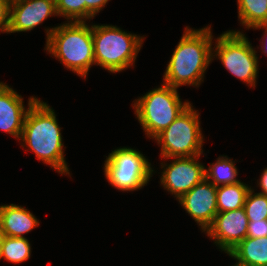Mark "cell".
<instances>
[{"mask_svg": "<svg viewBox=\"0 0 267 266\" xmlns=\"http://www.w3.org/2000/svg\"><path fill=\"white\" fill-rule=\"evenodd\" d=\"M21 140L39 160L59 173L69 174L63 153L60 129L54 110L37 98L30 97Z\"/></svg>", "mask_w": 267, "mask_h": 266, "instance_id": "6da1fadb", "label": "cell"}, {"mask_svg": "<svg viewBox=\"0 0 267 266\" xmlns=\"http://www.w3.org/2000/svg\"><path fill=\"white\" fill-rule=\"evenodd\" d=\"M210 27L199 30L186 28L169 61L164 74L165 84L178 88L188 84L197 86L212 61Z\"/></svg>", "mask_w": 267, "mask_h": 266, "instance_id": "7a4b0ae2", "label": "cell"}, {"mask_svg": "<svg viewBox=\"0 0 267 266\" xmlns=\"http://www.w3.org/2000/svg\"><path fill=\"white\" fill-rule=\"evenodd\" d=\"M46 49L66 68L86 77L95 63L92 27L84 22H71L47 30Z\"/></svg>", "mask_w": 267, "mask_h": 266, "instance_id": "3957f363", "label": "cell"}, {"mask_svg": "<svg viewBox=\"0 0 267 266\" xmlns=\"http://www.w3.org/2000/svg\"><path fill=\"white\" fill-rule=\"evenodd\" d=\"M92 39L95 64L117 73L133 65L143 38L115 26L93 25Z\"/></svg>", "mask_w": 267, "mask_h": 266, "instance_id": "277c9868", "label": "cell"}, {"mask_svg": "<svg viewBox=\"0 0 267 266\" xmlns=\"http://www.w3.org/2000/svg\"><path fill=\"white\" fill-rule=\"evenodd\" d=\"M190 105L182 104L177 88L167 84L151 90L134 104L137 118L142 128L152 138H155Z\"/></svg>", "mask_w": 267, "mask_h": 266, "instance_id": "5b68a950", "label": "cell"}, {"mask_svg": "<svg viewBox=\"0 0 267 266\" xmlns=\"http://www.w3.org/2000/svg\"><path fill=\"white\" fill-rule=\"evenodd\" d=\"M199 114L191 104L155 139L162 145L163 158H182L201 155L203 136L200 131Z\"/></svg>", "mask_w": 267, "mask_h": 266, "instance_id": "8992f818", "label": "cell"}, {"mask_svg": "<svg viewBox=\"0 0 267 266\" xmlns=\"http://www.w3.org/2000/svg\"><path fill=\"white\" fill-rule=\"evenodd\" d=\"M105 176L112 186L122 191L142 188L153 172L147 159L132 148H119L107 157Z\"/></svg>", "mask_w": 267, "mask_h": 266, "instance_id": "52a82bcc", "label": "cell"}, {"mask_svg": "<svg viewBox=\"0 0 267 266\" xmlns=\"http://www.w3.org/2000/svg\"><path fill=\"white\" fill-rule=\"evenodd\" d=\"M215 52L226 69L235 77L255 86L258 57L250 42L240 31H227L217 39Z\"/></svg>", "mask_w": 267, "mask_h": 266, "instance_id": "ba28073f", "label": "cell"}, {"mask_svg": "<svg viewBox=\"0 0 267 266\" xmlns=\"http://www.w3.org/2000/svg\"><path fill=\"white\" fill-rule=\"evenodd\" d=\"M248 223L245 209L242 207L217 213L205 231L228 254L247 237Z\"/></svg>", "mask_w": 267, "mask_h": 266, "instance_id": "9c48e42d", "label": "cell"}, {"mask_svg": "<svg viewBox=\"0 0 267 266\" xmlns=\"http://www.w3.org/2000/svg\"><path fill=\"white\" fill-rule=\"evenodd\" d=\"M180 204L205 231L213 222L217 210V186L204 178L190 191L182 195Z\"/></svg>", "mask_w": 267, "mask_h": 266, "instance_id": "30bf717a", "label": "cell"}, {"mask_svg": "<svg viewBox=\"0 0 267 266\" xmlns=\"http://www.w3.org/2000/svg\"><path fill=\"white\" fill-rule=\"evenodd\" d=\"M199 156L175 158L163 171L161 183L177 199L205 178V167L196 162Z\"/></svg>", "mask_w": 267, "mask_h": 266, "instance_id": "8fae6325", "label": "cell"}, {"mask_svg": "<svg viewBox=\"0 0 267 266\" xmlns=\"http://www.w3.org/2000/svg\"><path fill=\"white\" fill-rule=\"evenodd\" d=\"M53 14L56 0H12L7 33L29 31Z\"/></svg>", "mask_w": 267, "mask_h": 266, "instance_id": "7c38bea8", "label": "cell"}, {"mask_svg": "<svg viewBox=\"0 0 267 266\" xmlns=\"http://www.w3.org/2000/svg\"><path fill=\"white\" fill-rule=\"evenodd\" d=\"M22 100L23 98L12 88L0 83V129L16 138H21L28 112Z\"/></svg>", "mask_w": 267, "mask_h": 266, "instance_id": "4fadbf2b", "label": "cell"}, {"mask_svg": "<svg viewBox=\"0 0 267 266\" xmlns=\"http://www.w3.org/2000/svg\"><path fill=\"white\" fill-rule=\"evenodd\" d=\"M1 232L3 236L23 238L39 225V221L27 209L10 204L0 206Z\"/></svg>", "mask_w": 267, "mask_h": 266, "instance_id": "5bb4252c", "label": "cell"}, {"mask_svg": "<svg viewBox=\"0 0 267 266\" xmlns=\"http://www.w3.org/2000/svg\"><path fill=\"white\" fill-rule=\"evenodd\" d=\"M228 254L247 266H267V237H246Z\"/></svg>", "mask_w": 267, "mask_h": 266, "instance_id": "9a60e30c", "label": "cell"}, {"mask_svg": "<svg viewBox=\"0 0 267 266\" xmlns=\"http://www.w3.org/2000/svg\"><path fill=\"white\" fill-rule=\"evenodd\" d=\"M238 17L248 28H265L267 35V0H238Z\"/></svg>", "mask_w": 267, "mask_h": 266, "instance_id": "2e32d148", "label": "cell"}, {"mask_svg": "<svg viewBox=\"0 0 267 266\" xmlns=\"http://www.w3.org/2000/svg\"><path fill=\"white\" fill-rule=\"evenodd\" d=\"M250 189L241 182L217 186L218 213L244 207L245 198Z\"/></svg>", "mask_w": 267, "mask_h": 266, "instance_id": "e0dca14e", "label": "cell"}, {"mask_svg": "<svg viewBox=\"0 0 267 266\" xmlns=\"http://www.w3.org/2000/svg\"><path fill=\"white\" fill-rule=\"evenodd\" d=\"M31 247L28 240L17 237L3 236L1 241L0 259L13 263H21L29 259Z\"/></svg>", "mask_w": 267, "mask_h": 266, "instance_id": "ac0fdd59", "label": "cell"}, {"mask_svg": "<svg viewBox=\"0 0 267 266\" xmlns=\"http://www.w3.org/2000/svg\"><path fill=\"white\" fill-rule=\"evenodd\" d=\"M234 165L231 159L219 157L216 163L212 164V167H209L208 170L205 169V178L207 180L212 178L211 183L215 186H219L221 183L222 185L238 183L240 180H236L238 173Z\"/></svg>", "mask_w": 267, "mask_h": 266, "instance_id": "d6986e66", "label": "cell"}, {"mask_svg": "<svg viewBox=\"0 0 267 266\" xmlns=\"http://www.w3.org/2000/svg\"><path fill=\"white\" fill-rule=\"evenodd\" d=\"M244 209L249 222L267 220V196L253 194L250 189L245 198Z\"/></svg>", "mask_w": 267, "mask_h": 266, "instance_id": "ffe728a7", "label": "cell"}, {"mask_svg": "<svg viewBox=\"0 0 267 266\" xmlns=\"http://www.w3.org/2000/svg\"><path fill=\"white\" fill-rule=\"evenodd\" d=\"M56 11L74 22H84L86 19L85 0H56ZM83 18V19H82Z\"/></svg>", "mask_w": 267, "mask_h": 266, "instance_id": "44dd1931", "label": "cell"}, {"mask_svg": "<svg viewBox=\"0 0 267 266\" xmlns=\"http://www.w3.org/2000/svg\"><path fill=\"white\" fill-rule=\"evenodd\" d=\"M247 237H252V238L267 237V220L249 222Z\"/></svg>", "mask_w": 267, "mask_h": 266, "instance_id": "7402d4cb", "label": "cell"}, {"mask_svg": "<svg viewBox=\"0 0 267 266\" xmlns=\"http://www.w3.org/2000/svg\"><path fill=\"white\" fill-rule=\"evenodd\" d=\"M10 0H0V30L8 32L9 15H10Z\"/></svg>", "mask_w": 267, "mask_h": 266, "instance_id": "603a6c76", "label": "cell"}, {"mask_svg": "<svg viewBox=\"0 0 267 266\" xmlns=\"http://www.w3.org/2000/svg\"><path fill=\"white\" fill-rule=\"evenodd\" d=\"M86 1V19L92 18L100 12L109 0H85Z\"/></svg>", "mask_w": 267, "mask_h": 266, "instance_id": "cb8c5ba5", "label": "cell"}, {"mask_svg": "<svg viewBox=\"0 0 267 266\" xmlns=\"http://www.w3.org/2000/svg\"><path fill=\"white\" fill-rule=\"evenodd\" d=\"M259 185L262 189V192H260V194L267 196V168L262 173Z\"/></svg>", "mask_w": 267, "mask_h": 266, "instance_id": "d4e9b609", "label": "cell"}, {"mask_svg": "<svg viewBox=\"0 0 267 266\" xmlns=\"http://www.w3.org/2000/svg\"><path fill=\"white\" fill-rule=\"evenodd\" d=\"M2 238H3V233L0 232V249H1V241H2ZM1 260V259H0Z\"/></svg>", "mask_w": 267, "mask_h": 266, "instance_id": "484cf974", "label": "cell"}, {"mask_svg": "<svg viewBox=\"0 0 267 266\" xmlns=\"http://www.w3.org/2000/svg\"><path fill=\"white\" fill-rule=\"evenodd\" d=\"M234 266H247V265L238 262V263H236V265H234Z\"/></svg>", "mask_w": 267, "mask_h": 266, "instance_id": "4316f807", "label": "cell"}]
</instances>
